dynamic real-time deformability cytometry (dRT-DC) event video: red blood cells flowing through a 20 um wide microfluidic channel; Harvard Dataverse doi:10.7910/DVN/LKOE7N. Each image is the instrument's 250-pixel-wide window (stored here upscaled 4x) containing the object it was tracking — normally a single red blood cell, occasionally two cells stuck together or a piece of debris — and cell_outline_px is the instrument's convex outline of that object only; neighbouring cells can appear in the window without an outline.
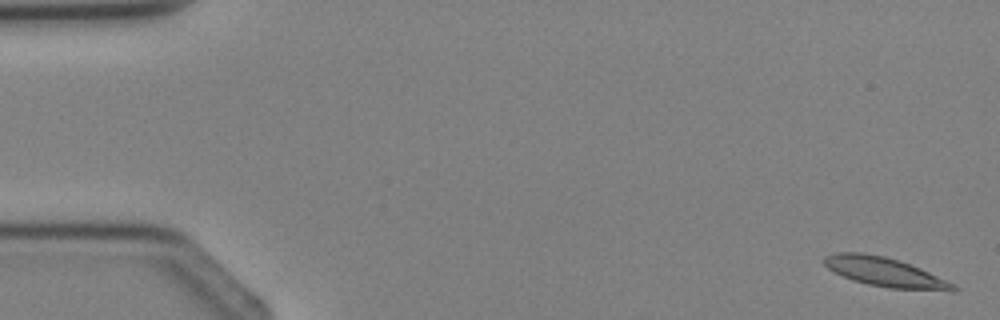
{"species": "Egyptian fruit bat (a non-hibernating species)", "species_latin": "Rousettus aegyptiacus", "temperature_condition": "cold", "stored_images_in_passage": 4, "camera_frame_rate_fps": 3000, "um_per_image_px": 0.085, "animal": {"sex": "female"}, "frame": {"image": 1, "passage_image": 1, "time_ms": 0.0, "image_size_px": [1000, 320], "cell_outline_px": [[960, 288], [956, 292], [952, 292], [888, 288], [868, 284], [852, 280], [828, 268], [824, 264], [824, 256], [836, 252], [864, 252], [884, 256], [900, 260], [920, 268], [956, 284]], "centroid_in_image_um": [75.3, 23.14], "position_along_channel_um": 9.7, "area_um2": 22.31}}
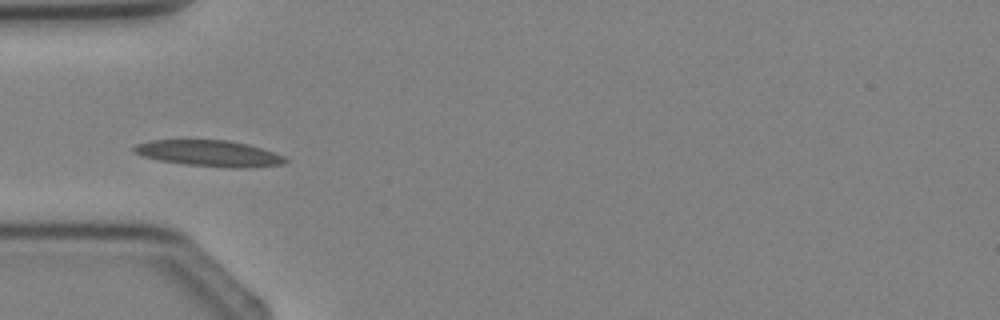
{"frame": {"image": 2, "passage_image": 4, "time_ms": 3.667, "image_size_px": [1000, 320], "cell_outline_px": [[288, 160], [284, 164], [248, 168], [232, 168], [184, 164], [160, 160], [140, 156], [132, 152], [132, 148], [136, 144], [152, 140], [228, 140], [248, 144], [284, 156]], "centroid_in_image_um": [17.76, 13.04], "position_along_channel_um": 67.2, "area_um2": 23.06}}